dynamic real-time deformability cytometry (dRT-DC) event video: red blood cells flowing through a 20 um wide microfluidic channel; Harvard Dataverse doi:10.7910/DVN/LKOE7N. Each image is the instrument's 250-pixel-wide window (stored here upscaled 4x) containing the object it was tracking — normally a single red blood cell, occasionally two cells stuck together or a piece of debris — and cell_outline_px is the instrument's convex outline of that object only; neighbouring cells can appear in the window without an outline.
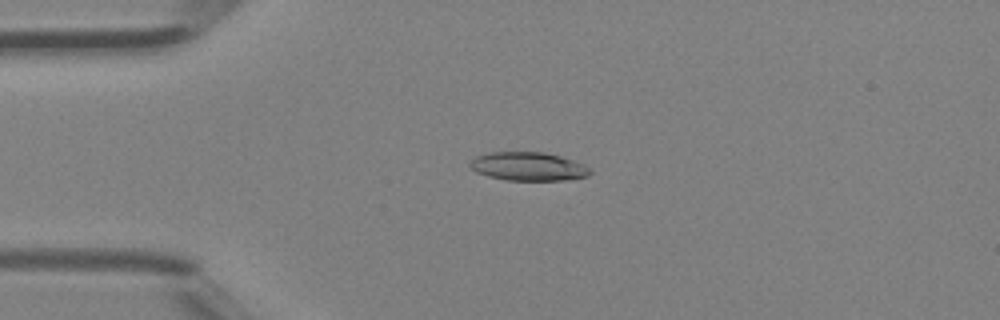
{"species": "Egyptian fruit bat (a non-hibernating species)", "species_latin": "Rousettus aegyptiacus", "temperature_condition": "room temperature", "stored_images_in_passage": 6, "camera_frame_rate_fps": 3000, "um_per_image_px": 0.085, "animal": {"sex": "female"}, "frame": {"image": 1, "passage_image": 4, "time_ms": 1.0, "image_size_px": [1000, 320], "cell_outline_px": [[592, 172], [588, 176], [564, 180], [504, 180], [488, 176], [476, 172], [468, 168], [468, 164], [476, 156], [488, 152], [544, 152], [560, 156], [584, 164], [592, 168]], "centroid_in_image_um": [44.89, 14.15], "position_along_channel_um": 40.1, "area_um2": 20.17}}
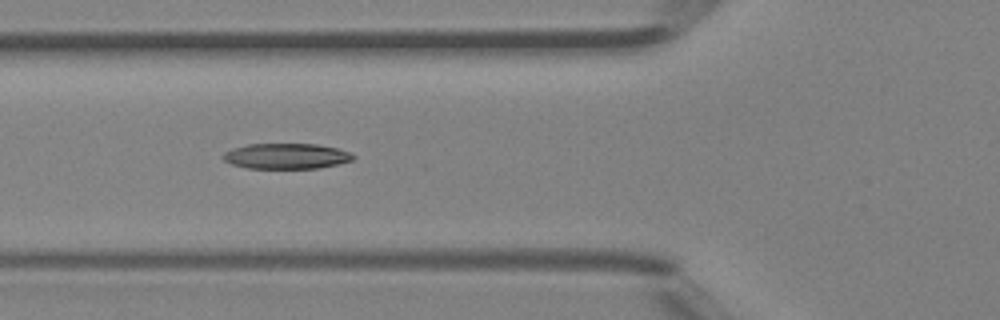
{"frame": {"image": 2, "passage_image": 6, "time_ms": 1.667, "image_size_px": [1000, 320], "cell_outline_px": [[356, 156], [352, 160], [336, 164], [316, 168], [244, 168], [232, 164], [224, 160], [220, 156], [224, 152], [232, 148], [248, 144], [316, 144], [336, 148], [348, 152]], "centroid_in_image_um": [24.27, 13.26], "position_along_channel_um": 101.5, "area_um2": 19.25}}